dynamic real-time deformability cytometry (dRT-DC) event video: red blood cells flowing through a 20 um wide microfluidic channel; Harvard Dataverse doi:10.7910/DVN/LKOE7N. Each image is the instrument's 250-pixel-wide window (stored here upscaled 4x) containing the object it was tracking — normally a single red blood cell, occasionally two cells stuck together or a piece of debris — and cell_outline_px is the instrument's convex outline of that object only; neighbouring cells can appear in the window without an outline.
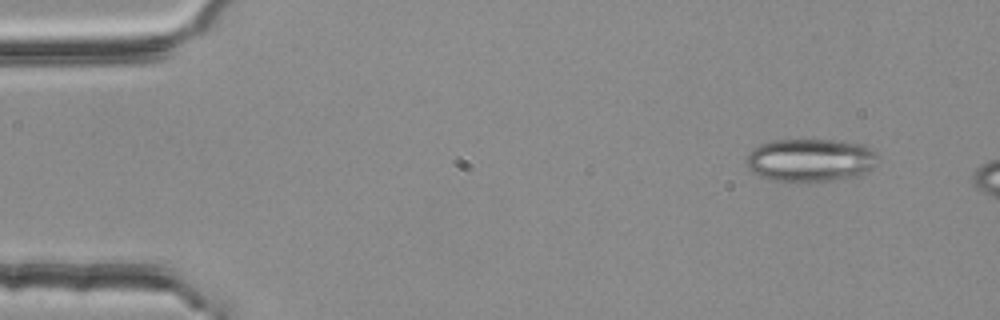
{"species": "common noctule bat (a hibernating species)", "species_latin": "Nyctalus noctula", "temperature_condition": "room temperature", "stored_images_in_passage": 3, "camera_frame_rate_fps": 3000, "um_per_image_px": 0.085, "animal": {"sex": "female", "body_mass_g": 25.1}, "frame": {"image": 1, "passage_image": 1, "time_ms": 0.0, "image_size_px": [1000, 320], "cell_outline_px": [[876, 156], [872, 168], [856, 176], [828, 180], [772, 180], [760, 176], [752, 172], [748, 168], [744, 160], [748, 152], [752, 148], [760, 144], [772, 140], [828, 140], [860, 144], [872, 148]], "centroid_in_image_um": [68.79, 13.59], "position_along_channel_um": 16.2, "area_um2": 32.43}}